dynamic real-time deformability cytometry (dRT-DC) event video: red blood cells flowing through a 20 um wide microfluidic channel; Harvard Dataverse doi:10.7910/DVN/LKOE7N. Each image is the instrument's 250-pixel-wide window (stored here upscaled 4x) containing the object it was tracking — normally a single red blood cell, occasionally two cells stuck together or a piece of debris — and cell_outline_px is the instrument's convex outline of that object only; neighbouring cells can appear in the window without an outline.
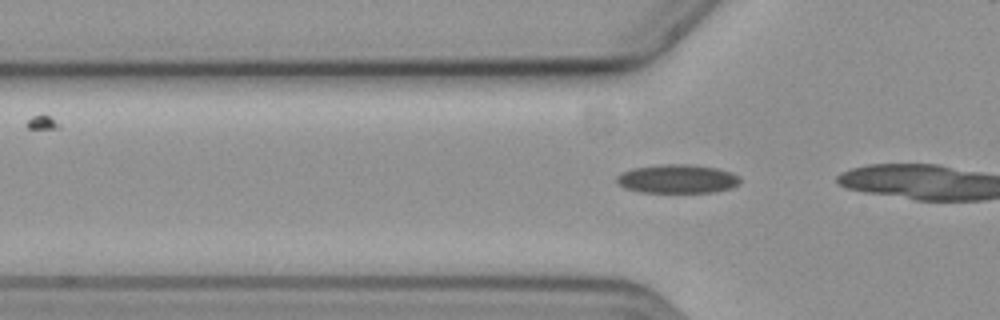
{"species": "common noctule bat (a hibernating species)", "species_latin": "Nyctalus noctula", "temperature_condition": "cold", "stored_images_in_passage": 14, "camera_frame_rate_fps": 3000, "um_per_image_px": 0.085, "animal": {"sex": "female", "body_mass_g": 19.3, "forearm_length_mm": 54.1}, "frame": {"image": 1, "passage_image": 13, "time_ms": 4.0, "image_size_px": [1000, 320], "cell_outline_px": [[740, 184], [732, 188], [716, 192], [640, 192], [624, 188], [616, 184], [616, 176], [632, 168], [664, 164], [688, 164], [716, 168], [732, 172], [740, 176]], "centroid_in_image_um": [57.59, 15.21], "position_along_channel_um": 68.2, "area_um2": 20.87}}